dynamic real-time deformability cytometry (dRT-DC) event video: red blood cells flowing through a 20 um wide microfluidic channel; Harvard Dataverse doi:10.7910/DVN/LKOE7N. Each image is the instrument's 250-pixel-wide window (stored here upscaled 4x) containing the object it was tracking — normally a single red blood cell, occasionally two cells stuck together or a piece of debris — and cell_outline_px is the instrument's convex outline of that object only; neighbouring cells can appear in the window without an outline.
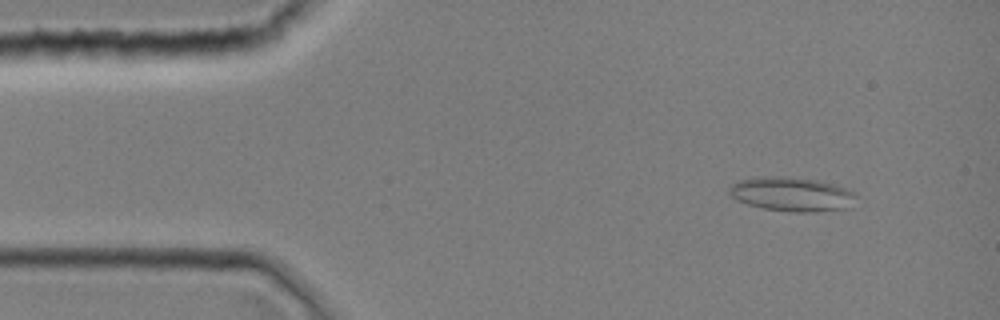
{"species": "common noctule bat (a hibernating species)", "species_latin": "Nyctalus noctula", "temperature_condition": "room temperature", "stored_images_in_passage": 7, "camera_frame_rate_fps": 3000, "um_per_image_px": 0.085, "animal": {"sex": "female", "body_mass_g": 19.0, "forearm_length_mm": 51.5}, "frame": {"image": 1, "passage_image": 4, "time_ms": 1.0, "image_size_px": [1000, 320], "cell_outline_px": [[856, 196], [852, 208], [816, 212], [788, 212], [764, 208], [748, 204], [736, 200], [728, 192], [728, 188], [736, 180], [764, 176], [776, 176], [816, 180], [832, 184], [856, 192]], "centroid_in_image_um": [67.31, 16.52], "position_along_channel_um": 17.7, "area_um2": 25.43}}